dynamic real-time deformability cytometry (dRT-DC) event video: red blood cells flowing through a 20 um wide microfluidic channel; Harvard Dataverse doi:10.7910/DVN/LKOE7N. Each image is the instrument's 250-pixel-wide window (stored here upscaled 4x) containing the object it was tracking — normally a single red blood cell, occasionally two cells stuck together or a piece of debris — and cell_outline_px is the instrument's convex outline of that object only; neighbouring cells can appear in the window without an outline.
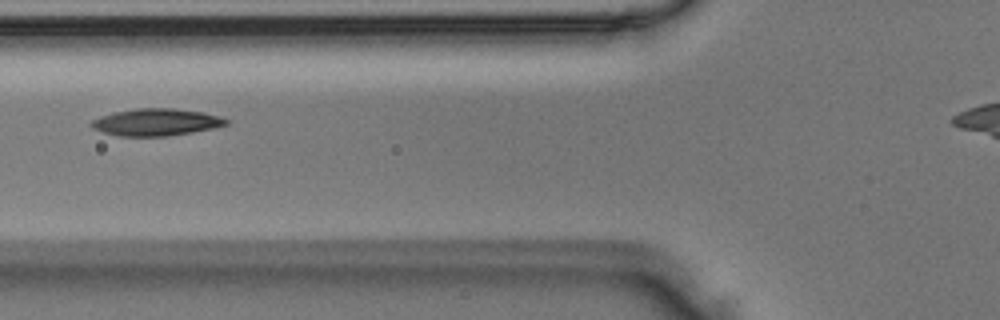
{"species": "Egyptian fruit bat (a non-hibernating species)", "species_latin": "Rousettus aegyptiacus", "temperature_condition": "room temperature", "stored_images_in_passage": 3, "camera_frame_rate_fps": 3000, "um_per_image_px": 0.085, "animal": {"sex": "male"}, "frame": {"image": 1, "passage_image": 2, "time_ms": 0.333, "image_size_px": [1000, 320], "cell_outline_px": [[228, 124], [212, 128], [192, 132], [168, 136], [120, 136], [104, 132], [92, 128], [88, 124], [92, 120], [100, 116], [116, 112], [136, 108], [172, 108], [204, 112], [220, 116], [228, 120]], "centroid_in_image_um": [13.26, 10.38], "position_along_channel_um": 112.5, "area_um2": 21.21}}